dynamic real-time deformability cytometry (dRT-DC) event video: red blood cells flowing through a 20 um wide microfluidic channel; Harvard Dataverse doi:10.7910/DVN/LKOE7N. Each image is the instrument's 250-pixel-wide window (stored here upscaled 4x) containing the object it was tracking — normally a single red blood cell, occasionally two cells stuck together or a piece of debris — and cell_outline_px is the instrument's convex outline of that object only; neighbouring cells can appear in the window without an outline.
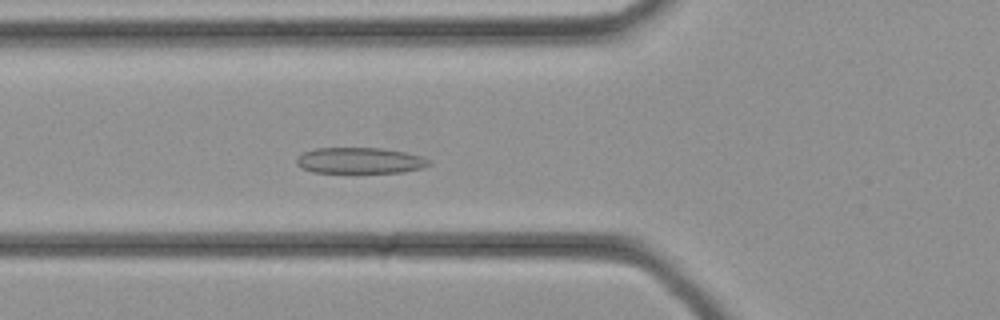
{"species": "common noctule bat (a hibernating species)", "species_latin": "Nyctalus noctula", "temperature_condition": "cold", "stored_images_in_passage": 36, "camera_frame_rate_fps": 3000, "um_per_image_px": 0.085, "animal": {"sex": "female", "body_mass_g": 21.9}, "frame": {"image": 1, "passage_image": 13, "time_ms": 4.0, "image_size_px": [1000, 320], "cell_outline_px": [[432, 164], [420, 168], [404, 172], [312, 172], [300, 168], [296, 164], [296, 156], [304, 152], [316, 148], [380, 148], [404, 152], [420, 156], [428, 160]], "centroid_in_image_um": [30.53, 13.64], "position_along_channel_um": 95.3, "area_um2": 19.94}}
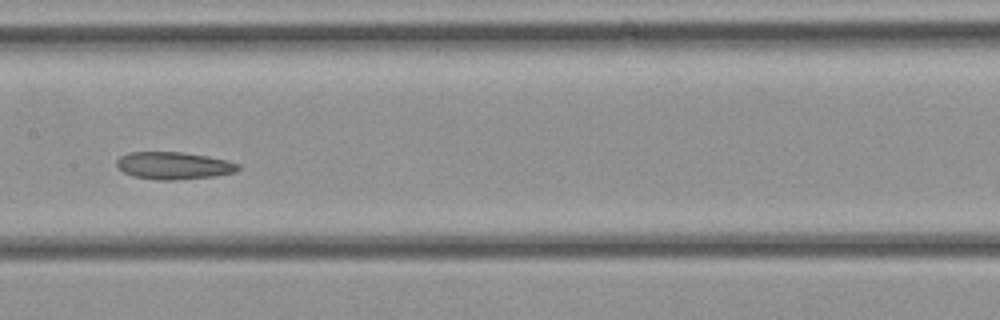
{"frame": {"image": 2, "passage_image": 18, "time_ms": 5.667, "image_size_px": [1000, 320], "cell_outline_px": [[240, 168], [236, 172], [212, 176], [176, 180], [160, 180], [132, 176], [124, 172], [116, 164], [116, 160], [120, 156], [128, 152], [184, 152], [208, 156], [240, 164]], "centroid_in_image_um": [14.75, 14.07], "position_along_channel_um": 192.6, "area_um2": 19.31}}
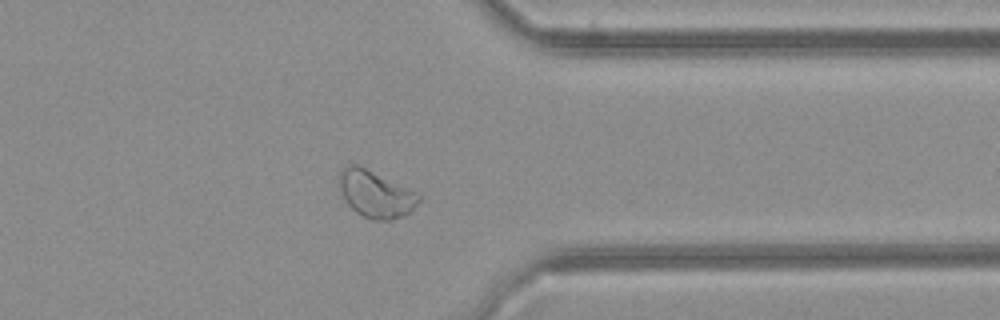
{"frame": {"image": 3, "passage_image": 28, "time_ms": 9.0, "image_size_px": [1000, 320], "cell_outline_px": [[420, 200], [404, 216], [392, 220], [376, 220], [364, 216], [356, 212], [344, 200], [336, 180], [336, 176], [340, 168], [348, 164], [360, 164], [420, 192]], "centroid_in_image_um": [31.89, 16.43], "position_along_channel_um": 379.5, "area_um2": 22.54}}